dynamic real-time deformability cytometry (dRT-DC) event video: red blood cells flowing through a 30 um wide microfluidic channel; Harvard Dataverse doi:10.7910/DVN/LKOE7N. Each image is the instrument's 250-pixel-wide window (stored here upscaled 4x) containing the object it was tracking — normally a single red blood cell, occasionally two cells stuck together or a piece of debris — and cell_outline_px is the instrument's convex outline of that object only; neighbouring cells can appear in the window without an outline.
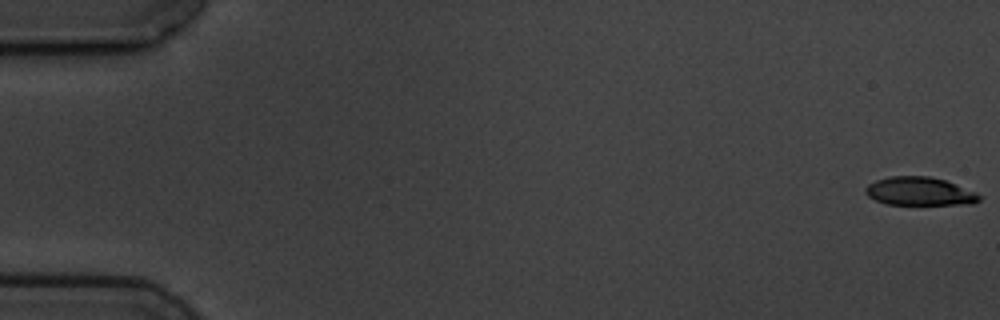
{"species": "common noctule bat (a hibernating species)", "species_latin": "Nyctalus noctula", "temperature_condition": "cold", "stored_images_in_passage": 4, "camera_frame_rate_fps": 3000, "um_per_image_px": 0.085, "animal": {"sex": "male", "body_mass_g": 19.5, "forearm_length_mm": 54.6}, "frame": {"image": 1, "passage_image": 1, "time_ms": 0.0, "image_size_px": [1000, 320], "cell_outline_px": [[984, 196], [980, 200], [972, 204], [884, 204], [868, 196], [864, 192], [864, 188], [868, 184], [876, 180], [888, 176], [928, 176], [944, 180], [976, 192]], "centroid_in_image_um": [78.15, 16.26], "position_along_channel_um": 6.8, "area_um2": 18.84}}